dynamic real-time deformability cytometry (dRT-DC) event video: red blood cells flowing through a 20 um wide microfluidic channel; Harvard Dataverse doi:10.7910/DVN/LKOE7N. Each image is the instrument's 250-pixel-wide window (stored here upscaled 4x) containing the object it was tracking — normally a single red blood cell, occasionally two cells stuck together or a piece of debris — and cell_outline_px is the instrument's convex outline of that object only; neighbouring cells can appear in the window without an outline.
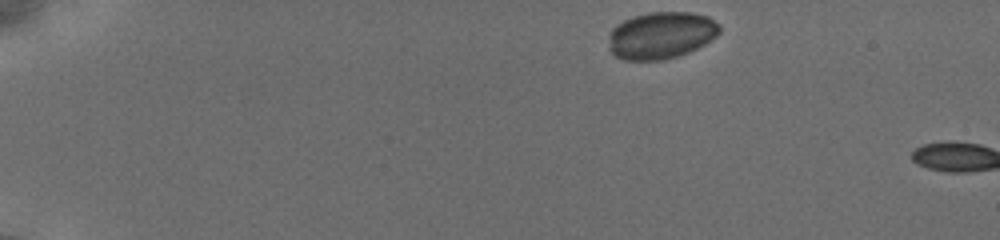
{"species": "common noctule bat (a hibernating species)", "species_latin": "Nyctalus noctula", "temperature_condition": "cold", "stored_images_in_passage": 3, "camera_frame_rate_fps": 3000, "um_per_image_px": 0.085, "animal": {"sex": "female", "body_mass_g": 19.5, "forearm_length_mm": 54.1}, "frame": {"image": 1, "passage_image": 1, "time_ms": 0.0, "image_size_px": [1000, 240], "cell_outline_px": [[720, 32], [716, 36], [704, 44], [680, 56], [664, 60], [624, 60], [616, 56], [608, 48], [608, 36], [612, 28], [616, 24], [632, 16], [648, 12], [688, 12], [708, 16], [720, 24]], "centroid_in_image_um": [56.17, 3.0], "position_along_channel_um": 28.8, "area_um2": 30.69}}